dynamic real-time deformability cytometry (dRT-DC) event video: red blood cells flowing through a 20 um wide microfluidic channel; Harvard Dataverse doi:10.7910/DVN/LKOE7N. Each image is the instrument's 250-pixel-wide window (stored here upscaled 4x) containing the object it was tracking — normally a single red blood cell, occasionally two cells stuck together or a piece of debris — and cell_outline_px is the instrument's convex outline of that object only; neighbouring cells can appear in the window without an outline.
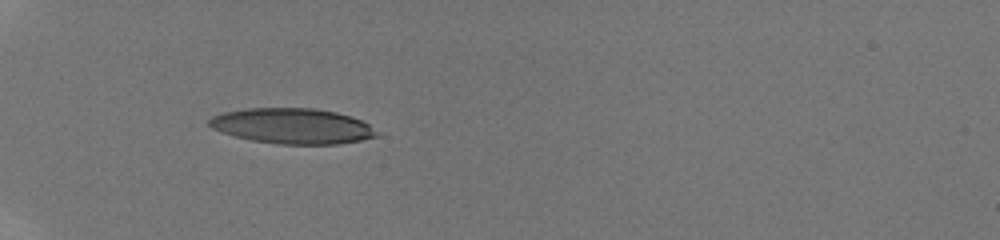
{"species": "human", "species_latin": "Homo sapiens", "temperature_condition": "room temperature", "stored_images_in_passage": 11, "camera_frame_rate_fps": 3000, "um_per_image_px": 0.085, "donor": {"sex": "male"}, "frame": {"image": 1, "passage_image": 1, "time_ms": 0.0, "image_size_px": [1000, 240], "cell_outline_px": [[380, 136], [340, 144], [280, 144], [252, 140], [220, 132], [212, 128], [208, 124], [208, 120], [212, 116], [224, 112], [244, 108], [316, 108], [336, 112], [360, 120], [368, 124], [380, 132]], "centroid_in_image_um": [24.86, 10.71], "position_along_channel_um": 60.1, "area_um2": 34.68}}
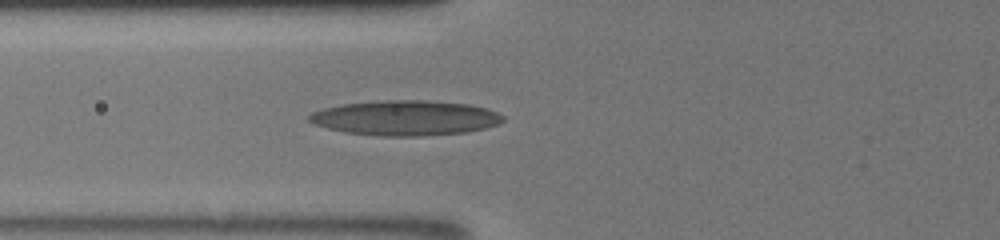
{"frame": {"image": 2, "passage_image": 7, "time_ms": 1.333, "image_size_px": [1000, 240], "cell_outline_px": [[504, 120], [500, 124], [484, 128], [464, 132], [424, 136], [380, 136], [344, 132], [328, 128], [316, 124], [308, 120], [308, 116], [312, 112], [324, 108], [344, 104], [388, 100], [428, 100], [468, 104], [488, 108], [504, 116]], "centroid_in_image_um": [34.49, 10.02], "position_along_channel_um": 91.3, "area_um2": 39.48}}